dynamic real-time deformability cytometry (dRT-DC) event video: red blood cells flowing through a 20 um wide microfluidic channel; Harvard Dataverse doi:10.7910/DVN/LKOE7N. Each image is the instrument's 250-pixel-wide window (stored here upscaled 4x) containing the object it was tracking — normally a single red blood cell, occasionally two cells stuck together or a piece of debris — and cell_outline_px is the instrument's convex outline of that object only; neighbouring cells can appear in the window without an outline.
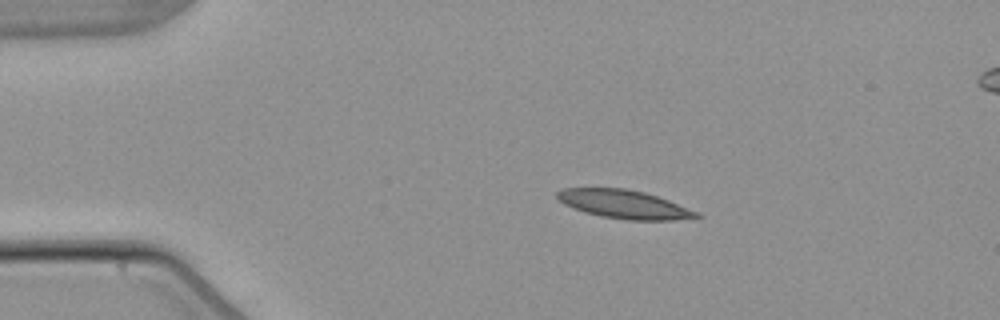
{"species": "common noctule bat (a hibernating species)", "species_latin": "Nyctalus noctula", "temperature_condition": "warm", "stored_images_in_passage": 4, "segment_of_instrument_passage": [1, 2], "camera_frame_rate_fps": 3000, "um_per_image_px": 0.085, "animal": {"sex": "male", "body_mass_g": 21.5, "forearm_length_mm": 52.0}, "frame": {"image": 1, "passage_image": 2, "time_ms": 1.333, "image_size_px": [1000, 320], "cell_outline_px": [[704, 216], [672, 220], [628, 220], [600, 216], [584, 212], [572, 208], [564, 204], [556, 196], [556, 192], [564, 188], [624, 188], [644, 192], [668, 200], [696, 212]], "centroid_in_image_um": [52.99, 17.36], "position_along_channel_um": 32.0, "area_um2": 22.89}}